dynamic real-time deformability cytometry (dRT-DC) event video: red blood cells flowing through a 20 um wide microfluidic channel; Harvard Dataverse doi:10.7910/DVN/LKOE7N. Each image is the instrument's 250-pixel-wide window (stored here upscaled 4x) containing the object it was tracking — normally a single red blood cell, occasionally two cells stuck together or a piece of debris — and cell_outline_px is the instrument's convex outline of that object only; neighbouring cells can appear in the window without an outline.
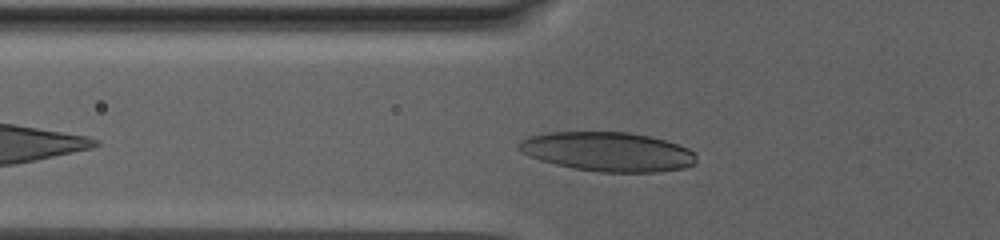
{"species": "human", "species_latin": "Homo sapiens", "temperature_condition": "warm", "stored_images_in_passage": 57, "camera_frame_rate_fps": 3000, "um_per_image_px": 0.085, "donor": {"sex": "male"}, "frame": {"image": 1, "passage_image": 11, "time_ms": 3.333, "image_size_px": [1000, 240], "cell_outline_px": [[696, 164], [684, 168], [656, 172], [600, 172], [572, 168], [540, 160], [528, 156], [520, 152], [516, 148], [516, 144], [520, 140], [528, 136], [548, 132], [628, 132], [648, 136], [664, 140], [688, 148], [696, 152]], "centroid_in_image_um": [51.63, 12.89], "position_along_channel_um": 74.2, "area_um2": 40.92}}
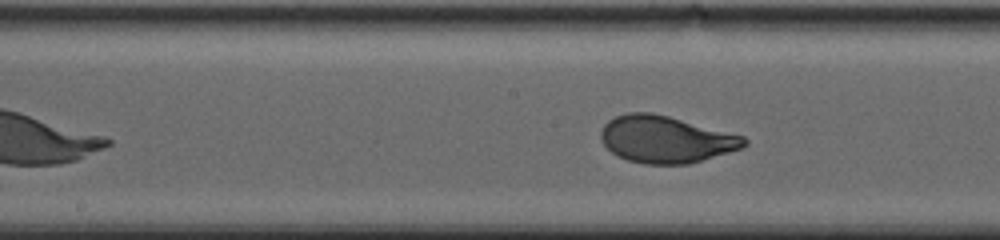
{"frame": {"image": 2, "passage_image": 26, "time_ms": 8.333, "image_size_px": [1000, 240], "cell_outline_px": [[748, 144], [740, 148], [728, 152], [688, 164], [644, 164], [628, 160], [612, 152], [600, 140], [600, 132], [604, 124], [608, 120], [616, 116], [628, 112], [652, 112], [668, 116], [744, 136], [748, 140]], "centroid_in_image_um": [56.57, 11.84], "position_along_channel_um": 191.6, "area_um2": 38.96}}
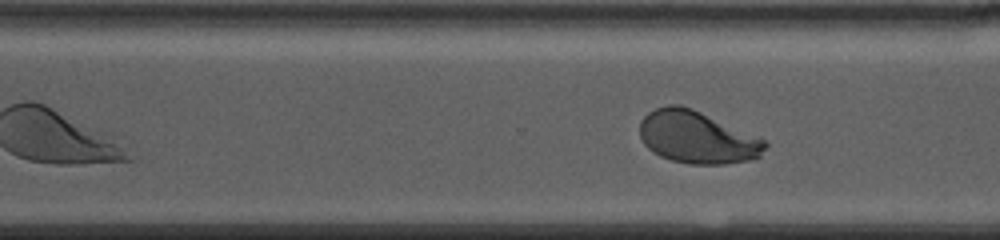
{"frame": {"image": 3, "passage_image": 41, "time_ms": 13.333, "image_size_px": [1000, 240], "cell_outline_px": [[768, 144], [760, 156], [752, 160], [724, 164], [692, 164], [672, 160], [660, 156], [652, 152], [644, 144], [640, 136], [640, 120], [648, 112], [656, 108], [668, 104], [680, 104], [692, 108], [760, 136], [768, 140]], "centroid_in_image_um": [59.29, 11.66], "position_along_channel_um": 311.3, "area_um2": 38.73}, "authors_computed_cell_mechanics": {"area_um2": 38.6104, "velocity_mm_per_s": 2.4026, "shape_relaxation_time_tau1_ms": 5.4687, "shape_relaxation_time_tau2_ms": null, "deformation_change_tau1": 0.2018, "deformation_change_tau2": null}}